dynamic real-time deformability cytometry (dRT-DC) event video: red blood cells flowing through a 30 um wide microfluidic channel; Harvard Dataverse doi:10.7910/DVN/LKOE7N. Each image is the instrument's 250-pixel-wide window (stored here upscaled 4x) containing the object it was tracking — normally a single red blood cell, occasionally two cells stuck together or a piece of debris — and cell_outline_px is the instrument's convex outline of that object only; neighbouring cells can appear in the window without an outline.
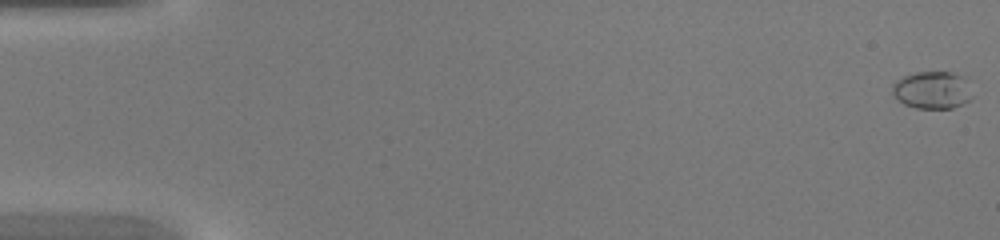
{"species": "common noctule bat (a hibernating species)", "species_latin": "Nyctalus noctula", "temperature_condition": "warm", "stored_images_in_passage": 46, "camera_frame_rate_fps": 3000, "um_per_image_px": 0.085, "animal": {"sex": "female", "body_mass_g": 20.0, "forearm_length_mm": 54.0}, "frame": {"image": 1, "passage_image": 1, "time_ms": 0.0, "image_size_px": [1000, 240], "cell_outline_px": [[972, 96], [964, 104], [952, 108], [916, 108], [904, 104], [892, 92], [892, 84], [896, 80], [904, 76], [916, 72], [952, 72], [964, 76]], "centroid_in_image_um": [79.24, 7.65], "position_along_channel_um": 5.8, "area_um2": 17.34}}
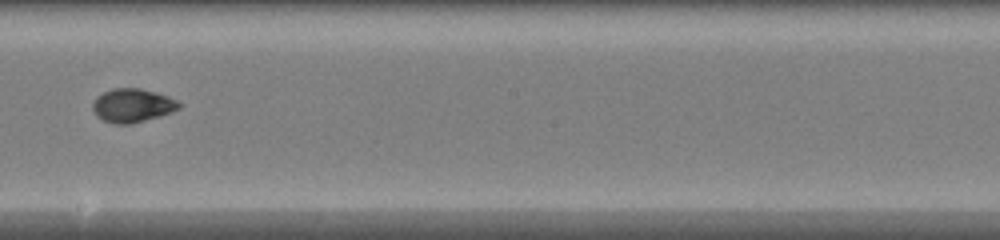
{"frame": {"image": 2, "passage_image": 27, "time_ms": 8.667, "image_size_px": [1000, 240], "cell_outline_px": [[180, 108], [172, 112], [160, 116], [132, 124], [112, 124], [96, 116], [92, 108], [92, 104], [96, 96], [112, 88], [140, 88], [156, 92], [168, 96], [176, 100], [180, 104]], "centroid_in_image_um": [11.24, 8.97], "position_along_channel_um": 237.0, "area_um2": 17.05}}
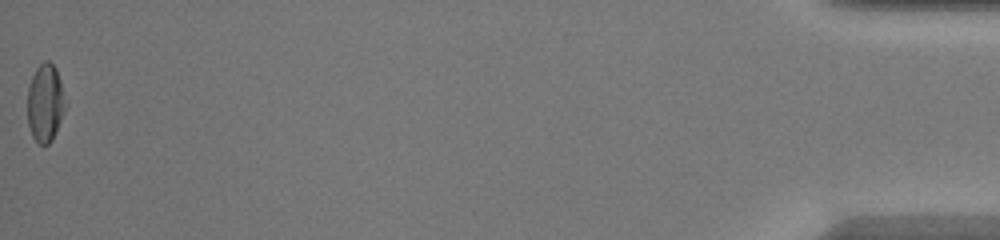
{"frame": {"image": 3, "passage_image": 46, "time_ms": 15.0, "image_size_px": [1000, 240], "cell_outline_px": [[64, 112], [56, 132], [52, 140], [48, 144], [40, 144], [32, 136], [28, 124], [28, 88], [32, 76], [36, 68], [44, 60], [48, 60], [56, 68], [60, 80], [64, 104]], "centroid_in_image_um": [3.82, 8.74], "position_along_channel_um": 431.4, "area_um2": 16.88}}